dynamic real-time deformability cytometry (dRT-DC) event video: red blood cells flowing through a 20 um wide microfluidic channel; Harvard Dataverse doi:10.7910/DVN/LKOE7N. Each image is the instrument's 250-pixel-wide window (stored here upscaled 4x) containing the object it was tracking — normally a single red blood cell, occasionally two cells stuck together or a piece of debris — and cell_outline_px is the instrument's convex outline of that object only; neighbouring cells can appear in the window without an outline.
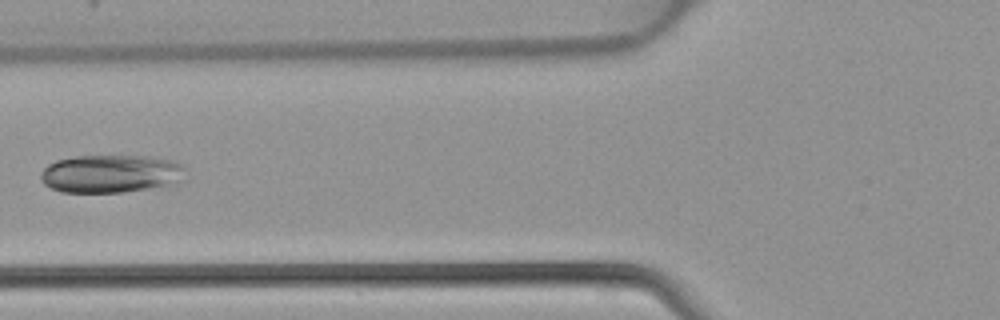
{"species": "common noctule bat (a hibernating species)", "species_latin": "Nyctalus noctula", "temperature_condition": "warm", "stored_images_in_passage": 5, "camera_frame_rate_fps": 3000, "um_per_image_px": 0.085, "animal": {"sex": "female", "body_mass_g": 22.7, "forearm_length_mm": 54.2}, "frame": {"image": 1, "passage_image": 5, "time_ms": 1.333, "image_size_px": [1000, 320], "cell_outline_px": [[184, 168], [180, 180], [176, 184], [124, 192], [60, 192], [44, 184], [40, 180], [40, 172], [48, 164], [56, 160], [76, 156], [152, 156], [172, 160], [180, 164]], "centroid_in_image_um": [9.38, 14.76], "position_along_channel_um": 116.4, "area_um2": 32.14}}